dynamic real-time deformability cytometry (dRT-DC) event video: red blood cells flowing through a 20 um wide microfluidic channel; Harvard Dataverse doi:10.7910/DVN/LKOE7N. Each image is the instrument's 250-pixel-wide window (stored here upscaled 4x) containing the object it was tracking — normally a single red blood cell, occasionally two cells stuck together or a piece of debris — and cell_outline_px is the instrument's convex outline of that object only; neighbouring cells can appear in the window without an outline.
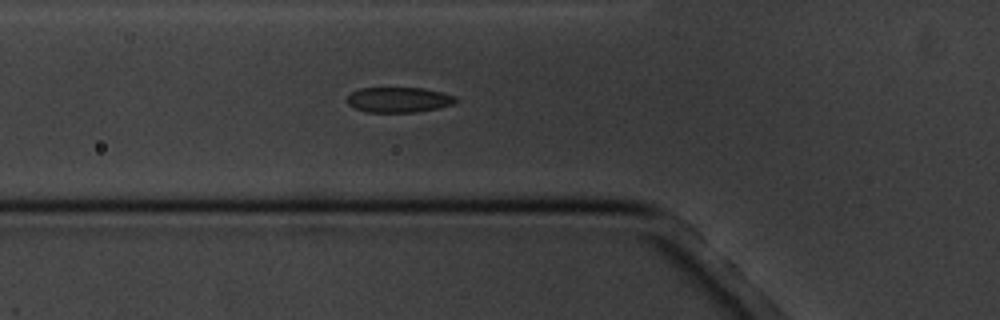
{"species": "common noctule bat (a hibernating species)", "species_latin": "Nyctalus noctula", "temperature_condition": "cold", "stored_images_in_passage": 6, "camera_frame_rate_fps": 3000, "um_per_image_px": 0.085, "animal": {"sex": "male", "body_mass_g": 20.1, "forearm_length_mm": 53.5}, "frame": {"image": 1, "passage_image": 6, "time_ms": 5.667, "image_size_px": [1000, 320], "cell_outline_px": [[456, 100], [452, 104], [436, 108], [416, 112], [368, 112], [352, 108], [348, 104], [348, 96], [352, 92], [360, 88], [424, 88], [456, 96]], "centroid_in_image_um": [33.85, 8.48], "position_along_channel_um": 91.9, "area_um2": 15.84}}